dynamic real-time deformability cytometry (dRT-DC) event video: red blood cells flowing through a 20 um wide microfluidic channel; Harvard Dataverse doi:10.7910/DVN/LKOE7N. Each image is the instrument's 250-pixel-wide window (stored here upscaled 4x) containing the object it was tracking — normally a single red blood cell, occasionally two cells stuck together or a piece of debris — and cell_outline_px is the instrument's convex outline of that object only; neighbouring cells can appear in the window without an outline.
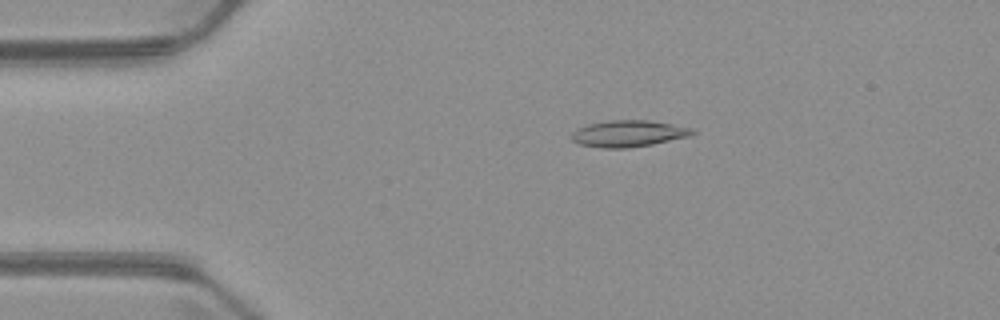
{"species": "common noctule bat (a hibernating species)", "species_latin": "Nyctalus noctula", "temperature_condition": "warm", "stored_images_in_passage": 4, "camera_frame_rate_fps": 3000, "um_per_image_px": 0.085, "animal": {"sex": "male", "body_mass_g": 23.1, "forearm_length_mm": 52.7}, "frame": {"image": 1, "passage_image": 3, "time_ms": 2.333, "image_size_px": [1000, 320], "cell_outline_px": [[696, 132], [688, 136], [652, 144], [628, 148], [604, 148], [580, 144], [572, 140], [572, 132], [588, 124], [608, 120], [648, 120], [672, 124], [692, 128]], "centroid_in_image_um": [53.41, 11.35], "position_along_channel_um": 31.6, "area_um2": 18.44}}